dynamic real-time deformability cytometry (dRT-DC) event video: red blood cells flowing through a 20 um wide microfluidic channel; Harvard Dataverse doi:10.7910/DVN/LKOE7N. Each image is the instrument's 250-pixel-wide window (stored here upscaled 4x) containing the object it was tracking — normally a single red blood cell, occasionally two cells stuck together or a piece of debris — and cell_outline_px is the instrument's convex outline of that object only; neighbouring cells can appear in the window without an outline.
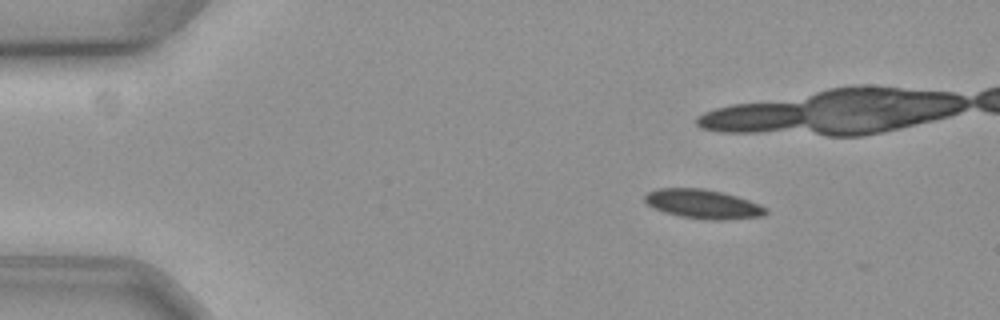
{"species": "common noctule bat (a hibernating species)", "species_latin": "Nyctalus noctula", "temperature_condition": "cold", "stored_images_in_passage": 44, "camera_frame_rate_fps": 3000, "um_per_image_px": 0.085, "animal": {"sex": "female", "body_mass_g": 19.3, "forearm_length_mm": 54.1}, "frame": {"image": 1, "passage_image": 1, "time_ms": 0.0, "image_size_px": [1000, 320], "cell_outline_px": [[768, 212], [764, 216], [724, 220], [712, 220], [680, 216], [656, 208], [648, 204], [644, 200], [644, 196], [648, 192], [656, 188], [704, 188], [724, 192], [760, 204], [768, 208]], "centroid_in_image_um": [59.81, 17.33], "position_along_channel_um": 25.2, "area_um2": 20.52}}